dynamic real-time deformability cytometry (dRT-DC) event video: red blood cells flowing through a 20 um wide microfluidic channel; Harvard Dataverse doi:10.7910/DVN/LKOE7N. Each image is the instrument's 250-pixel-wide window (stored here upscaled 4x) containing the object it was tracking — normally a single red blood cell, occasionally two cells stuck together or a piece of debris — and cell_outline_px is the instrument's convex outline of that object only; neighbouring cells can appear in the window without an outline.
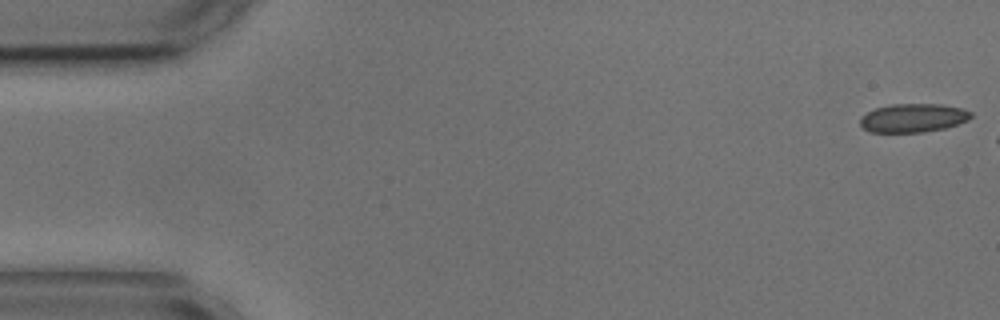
{"species": "common noctule bat (a hibernating species)", "species_latin": "Nyctalus noctula", "temperature_condition": "cold", "stored_images_in_passage": 7, "camera_frame_rate_fps": 3000, "um_per_image_px": 0.085, "animal": {"sex": "male", "body_mass_g": 17.9, "forearm_length_mm": 54.2}, "frame": {"image": 1, "passage_image": 1, "time_ms": 0.0, "image_size_px": [1000, 320], "cell_outline_px": [[972, 116], [968, 120], [944, 128], [924, 132], [868, 132], [860, 124], [860, 116], [876, 108], [892, 104], [940, 104], [964, 108], [972, 112]], "centroid_in_image_um": [77.62, 10.02], "position_along_channel_um": 7.4, "area_um2": 18.5}}